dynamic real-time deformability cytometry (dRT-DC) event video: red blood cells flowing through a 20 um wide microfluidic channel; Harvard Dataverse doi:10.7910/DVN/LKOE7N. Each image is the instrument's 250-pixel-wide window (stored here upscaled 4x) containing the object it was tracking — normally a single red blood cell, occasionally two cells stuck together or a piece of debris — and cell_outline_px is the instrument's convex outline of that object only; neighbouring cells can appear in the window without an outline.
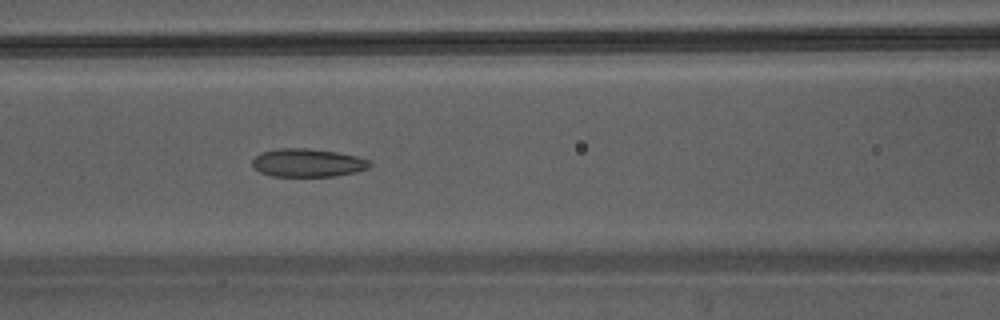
{"species": "Egyptian fruit bat (a non-hibernating species)", "species_latin": "Rousettus aegyptiacus", "temperature_condition": "warm", "stored_images_in_passage": 32, "camera_frame_rate_fps": 3000, "um_per_image_px": 0.085, "animal": {"sex": "male"}, "frame": {"image": 1, "passage_image": 7, "time_ms": 2.0, "image_size_px": [1000, 320], "cell_outline_px": [[372, 164], [368, 168], [356, 172], [336, 176], [272, 176], [260, 172], [252, 168], [252, 160], [260, 152], [280, 148], [308, 148], [336, 152], [356, 156], [368, 160]], "centroid_in_image_um": [26.12, 13.84], "position_along_channel_um": 140.5, "area_um2": 19.36}}
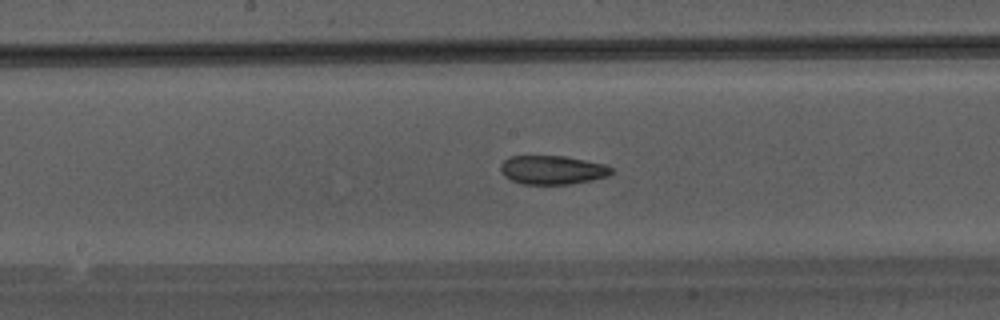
{"frame": {"image": 2, "passage_image": 11, "time_ms": 3.333, "image_size_px": [1000, 320], "cell_outline_px": [[612, 172], [608, 176], [592, 180], [568, 184], [524, 184], [512, 180], [504, 176], [500, 168], [500, 164], [508, 156], [564, 156], [604, 164], [612, 168]], "centroid_in_image_um": [46.93, 14.44], "position_along_channel_um": 201.3, "area_um2": 18.5}}
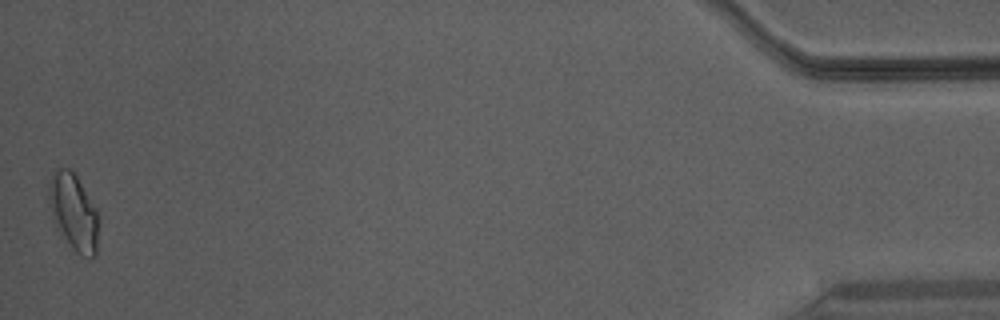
{"frame": {"image": 3, "passage_image": 32, "time_ms": 10.333, "image_size_px": [1000, 320], "cell_outline_px": [[96, 256], [80, 256], [72, 248], [56, 224], [52, 216], [48, 200], [48, 188], [52, 172], [60, 168], [68, 168], [76, 176], [96, 208]], "centroid_in_image_um": [6.22, 17.99], "position_along_channel_um": 429.0, "area_um2": 21.39}}